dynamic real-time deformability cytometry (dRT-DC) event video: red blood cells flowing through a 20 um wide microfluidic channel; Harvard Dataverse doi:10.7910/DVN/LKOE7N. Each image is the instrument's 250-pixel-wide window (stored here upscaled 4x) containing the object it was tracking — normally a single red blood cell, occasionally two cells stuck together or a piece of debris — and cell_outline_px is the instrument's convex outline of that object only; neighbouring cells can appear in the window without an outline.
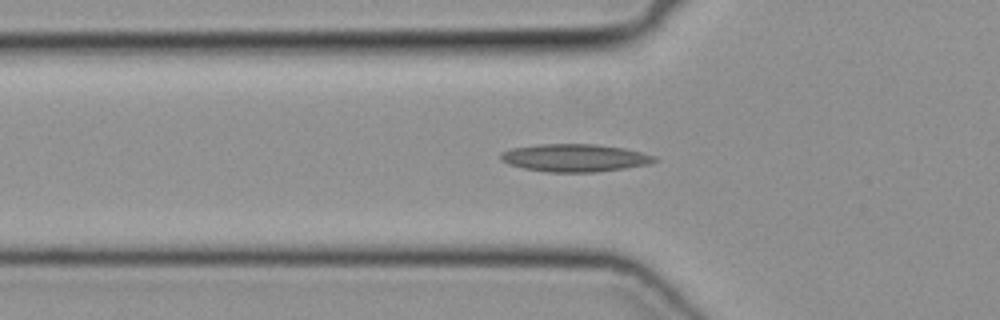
{"species": "common noctule bat (a hibernating species)", "species_latin": "Nyctalus noctula", "temperature_condition": "cold", "stored_images_in_passage": 44, "camera_frame_rate_fps": 3000, "um_per_image_px": 0.085, "animal": {"sex": "female", "body_mass_g": 19.3, "forearm_length_mm": 54.1}, "frame": {"image": 1, "passage_image": 16, "time_ms": 5.0, "image_size_px": [1000, 320], "cell_outline_px": [[660, 160], [652, 164], [596, 172], [544, 172], [524, 168], [508, 164], [500, 160], [500, 152], [512, 148], [536, 144], [596, 144], [624, 148], [656, 156]], "centroid_in_image_um": [48.86, 13.42], "position_along_channel_um": 76.9, "area_um2": 25.09}}
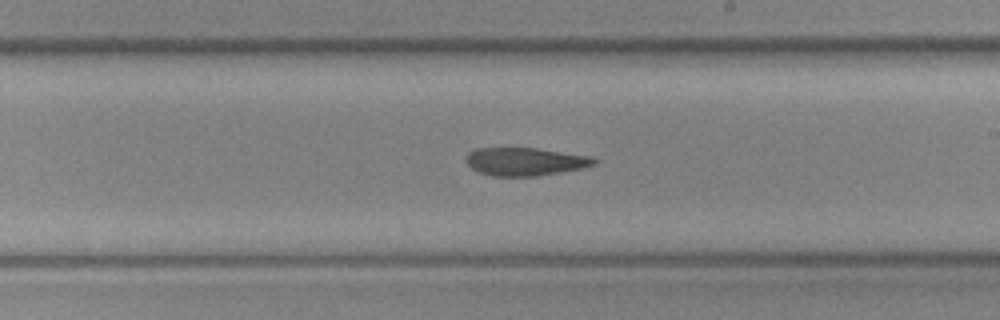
{"frame": {"image": 2, "passage_image": 28, "time_ms": 9.0, "image_size_px": [1000, 320], "cell_outline_px": [[600, 160], [596, 164], [584, 168], [536, 176], [492, 176], [480, 172], [472, 168], [464, 160], [464, 156], [468, 152], [476, 148], [536, 148], [592, 156]], "centroid_in_image_um": [44.66, 13.73], "position_along_channel_um": 244.3, "area_um2": 21.15}}
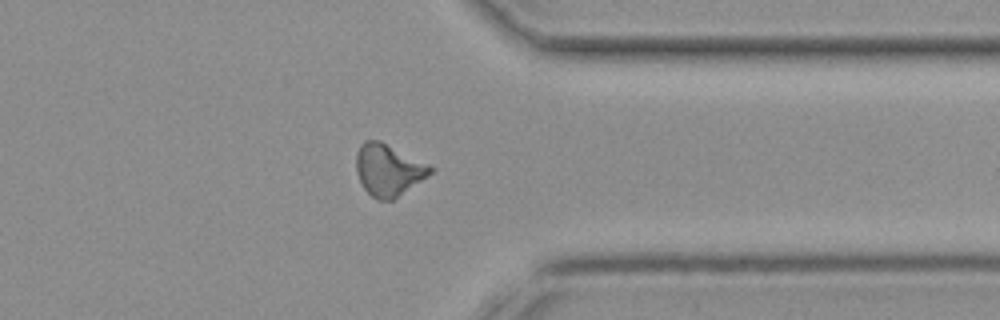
{"frame": {"image": 3, "passage_image": 38, "time_ms": 12.333, "image_size_px": [1000, 320], "cell_outline_px": [[436, 168], [432, 172], [392, 200], [376, 200], [364, 188], [356, 172], [356, 152], [360, 144], [364, 140], [380, 140]], "centroid_in_image_um": [32.98, 14.42], "position_along_channel_um": 378.4, "area_um2": 22.14}}